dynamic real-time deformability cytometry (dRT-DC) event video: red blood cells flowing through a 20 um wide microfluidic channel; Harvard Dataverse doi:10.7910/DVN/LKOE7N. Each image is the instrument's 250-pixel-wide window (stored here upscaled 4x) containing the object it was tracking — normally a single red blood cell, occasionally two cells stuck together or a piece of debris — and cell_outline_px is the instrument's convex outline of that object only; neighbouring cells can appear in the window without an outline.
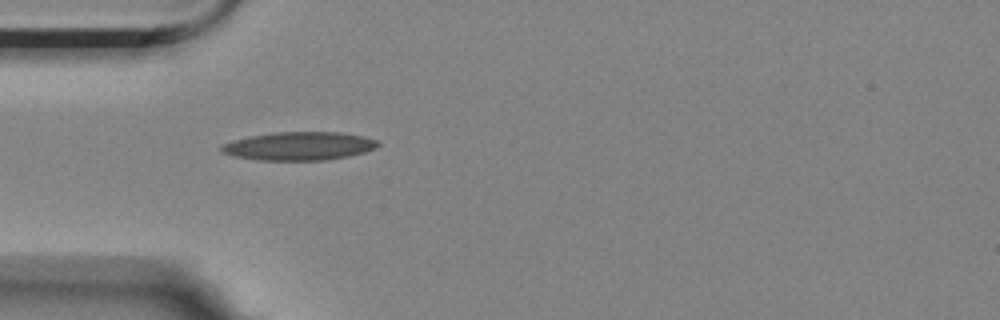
{"species": "Egyptian fruit bat (a non-hibernating species)", "species_latin": "Rousettus aegyptiacus", "temperature_condition": "room temperature", "stored_images_in_passage": 41, "camera_frame_rate_fps": 3000, "um_per_image_px": 0.085, "animal": {"sex": "female"}, "frame": {"image": 1, "passage_image": 1, "time_ms": 0.0, "image_size_px": [1000, 320], "cell_outline_px": [[380, 144], [376, 148], [364, 152], [348, 156], [328, 160], [260, 160], [236, 156], [220, 152], [220, 148], [224, 144], [232, 140], [248, 136], [272, 132], [340, 132], [364, 136], [376, 140]], "centroid_in_image_um": [25.43, 12.41], "position_along_channel_um": 59.6, "area_um2": 25.89}}
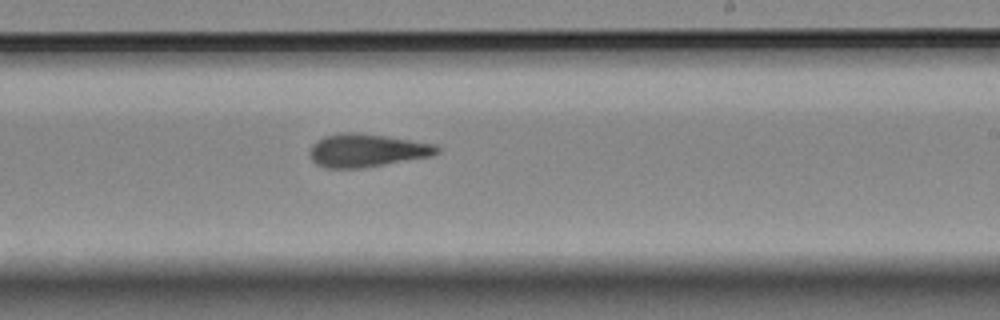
{"frame": {"image": 2, "passage_image": 18, "time_ms": 5.667, "image_size_px": [1000, 320], "cell_outline_px": [[440, 152], [432, 156], [360, 168], [324, 168], [316, 164], [308, 156], [308, 148], [316, 140], [324, 136], [340, 132], [356, 132], [384, 136], [436, 144], [440, 148]], "centroid_in_image_um": [31.12, 12.78], "position_along_channel_um": 257.9, "area_um2": 24.74}}
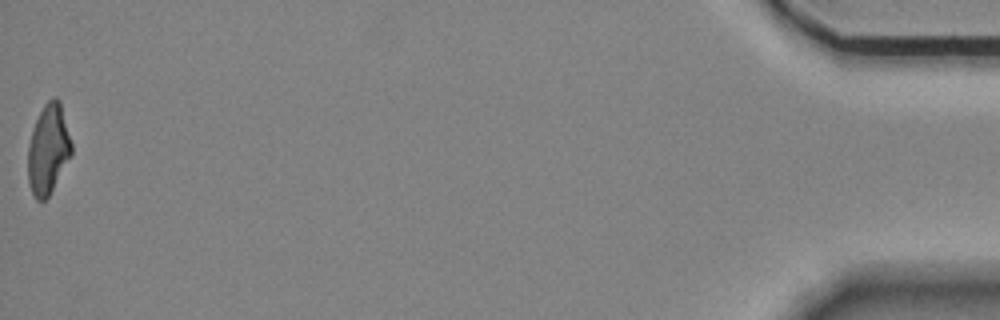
{"frame": {"image": 3, "passage_image": 41, "time_ms": 13.333, "image_size_px": [1000, 320], "cell_outline_px": [[72, 152], [48, 196], [44, 200], [36, 200], [28, 184], [28, 148], [32, 132], [36, 120], [44, 104], [52, 96], [56, 96], [60, 100], [72, 144]], "centroid_in_image_um": [4.09, 12.65], "position_along_channel_um": 431.1, "area_um2": 22.43}, "authors_computed_cell_mechanics": {"area_um2": 23.8136, "velocity_mm_per_s": 3.5248, "shape_relaxation_time_tau1_ms": 8.3156, "shape_relaxation_time_tau2_ms": 3.6901, "deformation_change_tau1": 0.2132, "deformation_change_tau2": 0.1302}}